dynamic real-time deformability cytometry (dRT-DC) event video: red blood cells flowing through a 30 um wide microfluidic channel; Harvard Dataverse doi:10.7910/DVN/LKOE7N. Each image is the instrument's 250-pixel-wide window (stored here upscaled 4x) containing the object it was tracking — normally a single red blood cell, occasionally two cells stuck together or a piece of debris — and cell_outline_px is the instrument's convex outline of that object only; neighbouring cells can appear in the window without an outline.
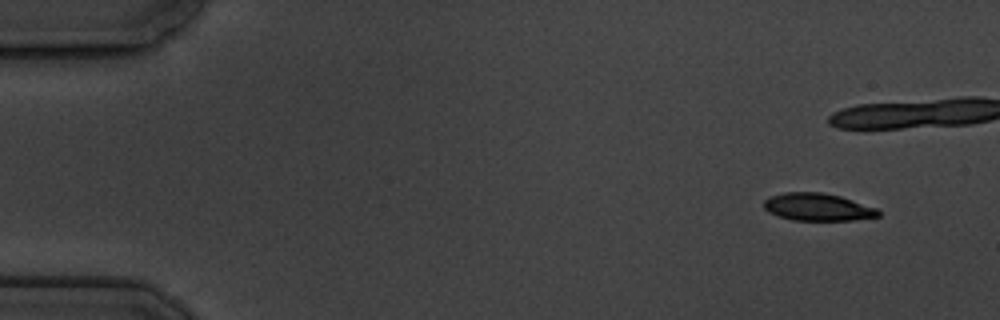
{"species": "common noctule bat (a hibernating species)", "species_latin": "Nyctalus noctula", "temperature_condition": "cold", "stored_images_in_passage": 7, "camera_frame_rate_fps": 3000, "um_per_image_px": 0.085, "animal": {"sex": "male", "body_mass_g": 19.5, "forearm_length_mm": 54.6}, "frame": {"image": 1, "passage_image": 1, "time_ms": 0.0, "image_size_px": [1000, 320], "cell_outline_px": [[880, 216], [852, 220], [792, 220], [768, 212], [764, 208], [764, 200], [768, 196], [784, 192], [824, 192], [840, 196], [876, 208], [880, 212]], "centroid_in_image_um": [69.47, 17.59], "position_along_channel_um": 15.5, "area_um2": 18.32}}